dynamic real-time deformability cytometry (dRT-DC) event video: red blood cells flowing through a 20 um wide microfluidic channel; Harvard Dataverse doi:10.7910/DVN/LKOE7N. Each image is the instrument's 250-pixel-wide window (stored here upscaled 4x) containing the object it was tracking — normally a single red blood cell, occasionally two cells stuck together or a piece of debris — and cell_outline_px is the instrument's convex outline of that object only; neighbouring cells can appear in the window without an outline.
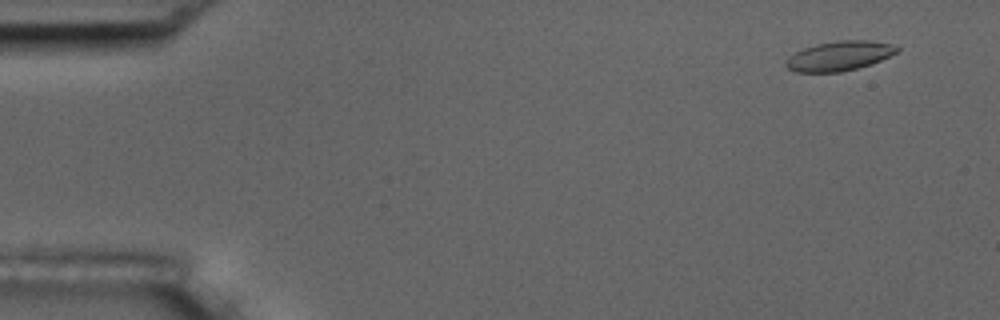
{"species": "common noctule bat (a hibernating species)", "species_latin": "Nyctalus noctula", "temperature_condition": "room temperature", "stored_images_in_passage": 5, "segment_of_instrument_passage": [2, 2], "camera_frame_rate_fps": 3000, "um_per_image_px": 0.085, "animal": {"sex": "male", "body_mass_g": 17.5, "forearm_length_mm": 52.3}, "frame": {"image": 1, "passage_image": 5, "time_ms": 4.667, "image_size_px": [1000, 320], "cell_outline_px": [[900, 48], [896, 52], [872, 64], [840, 72], [796, 72], [788, 68], [784, 64], [784, 60], [788, 56], [804, 48], [816, 44], [836, 40], [868, 40], [888, 44]], "centroid_in_image_um": [71.28, 4.75], "position_along_channel_um": 13.7, "area_um2": 19.02}}